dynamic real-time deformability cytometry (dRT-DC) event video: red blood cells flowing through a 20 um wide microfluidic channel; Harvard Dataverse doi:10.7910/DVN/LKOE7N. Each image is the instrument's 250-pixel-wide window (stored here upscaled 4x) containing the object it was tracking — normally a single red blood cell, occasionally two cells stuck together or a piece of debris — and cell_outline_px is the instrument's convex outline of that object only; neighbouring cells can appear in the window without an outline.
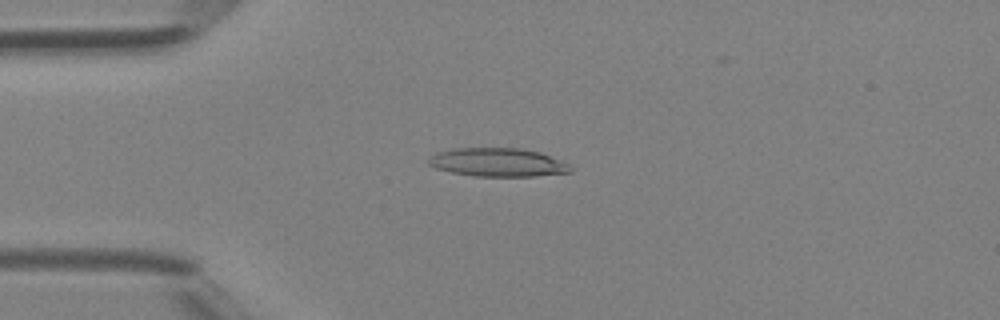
{"species": "Egyptian fruit bat (a non-hibernating species)", "species_latin": "Rousettus aegyptiacus", "temperature_condition": "room temperature", "stored_images_in_passage": 42, "camera_frame_rate_fps": 3000, "um_per_image_px": 0.085, "animal": {"sex": "female"}, "frame": {"image": 1, "passage_image": 10, "time_ms": 3.0, "image_size_px": [1000, 320], "cell_outline_px": [[572, 172], [536, 176], [472, 176], [452, 172], [436, 168], [428, 164], [424, 160], [436, 152], [452, 148], [520, 148], [540, 152], [568, 164], [572, 168]], "centroid_in_image_um": [42.25, 13.8], "position_along_channel_um": 42.7, "area_um2": 23.7}}
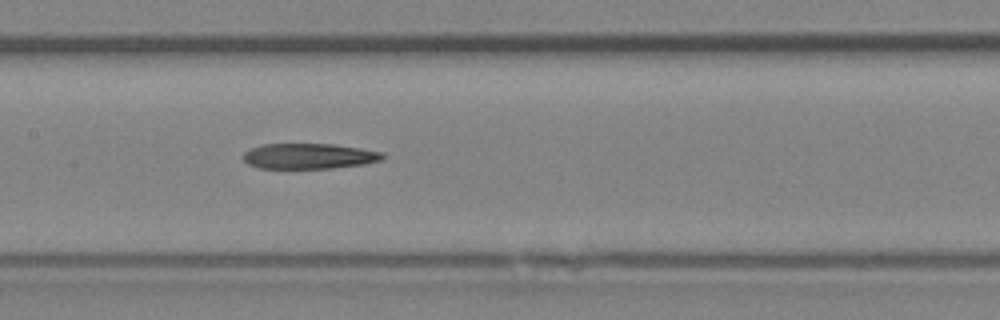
{"frame": {"image": 2, "passage_image": 20, "time_ms": 6.333, "image_size_px": [1000, 320], "cell_outline_px": [[388, 156], [384, 160], [364, 164], [332, 168], [260, 168], [248, 164], [244, 160], [244, 152], [248, 148], [260, 144], [336, 144], [384, 152]], "centroid_in_image_um": [26.31, 13.26], "position_along_channel_um": 181.1, "area_um2": 20.98}}
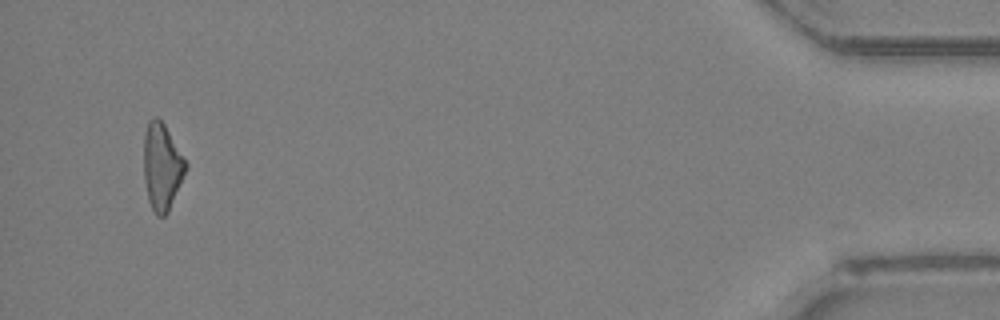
{"frame": {"image": 3, "passage_image": 40, "time_ms": 13.0, "image_size_px": [1000, 320], "cell_outline_px": [[188, 164], [168, 212], [164, 216], [156, 216], [148, 200], [144, 180], [144, 136], [148, 120], [152, 116], [156, 116], [164, 124]], "centroid_in_image_um": [13.74, 14.15], "position_along_channel_um": 421.5, "area_um2": 20.98}}